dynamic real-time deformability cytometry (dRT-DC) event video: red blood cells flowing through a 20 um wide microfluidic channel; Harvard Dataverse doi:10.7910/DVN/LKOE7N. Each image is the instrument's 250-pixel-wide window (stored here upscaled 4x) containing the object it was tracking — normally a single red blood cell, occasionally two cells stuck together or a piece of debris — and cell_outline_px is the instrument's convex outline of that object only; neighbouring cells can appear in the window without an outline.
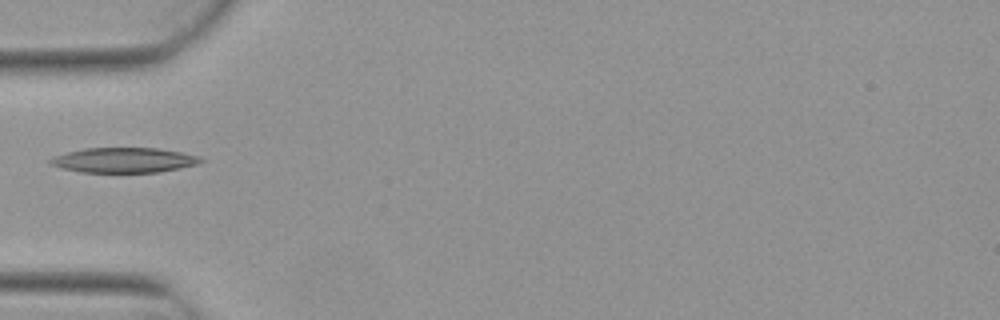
{"species": "Egyptian fruit bat (a non-hibernating species)", "species_latin": "Rousettus aegyptiacus", "temperature_condition": "warm", "stored_images_in_passage": 5, "camera_frame_rate_fps": 3000, "um_per_image_px": 0.085, "animal": {"sex": "female"}, "frame": {"image": 1, "passage_image": 5, "time_ms": 1.333, "image_size_px": [1000, 320], "cell_outline_px": [[204, 160], [200, 164], [160, 172], [80, 172], [60, 168], [48, 164], [48, 160], [52, 156], [84, 148], [156, 148], [180, 152], [200, 156]], "centroid_in_image_um": [10.51, 13.61], "position_along_channel_um": 74.5, "area_um2": 22.08}}